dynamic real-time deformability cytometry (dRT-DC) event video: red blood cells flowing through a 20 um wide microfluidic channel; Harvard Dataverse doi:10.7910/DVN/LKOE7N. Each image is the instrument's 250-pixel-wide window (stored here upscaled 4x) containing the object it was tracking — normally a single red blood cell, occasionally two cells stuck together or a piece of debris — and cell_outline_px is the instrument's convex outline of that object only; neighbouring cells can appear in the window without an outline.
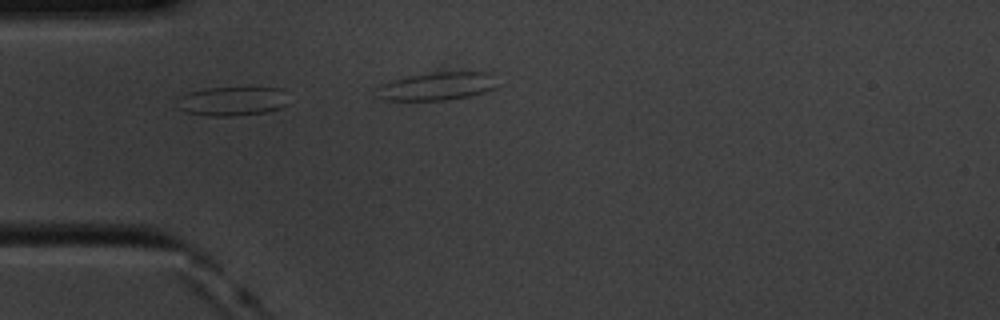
{"species": "common noctule bat (a hibernating species)", "species_latin": "Nyctalus noctula", "temperature_condition": "cold", "stored_images_in_passage": 4, "segment_of_instrument_passage": [1, 2], "camera_frame_rate_fps": 3000, "um_per_image_px": 0.085, "animal": {"sex": "male", "body_mass_g": 20.1, "forearm_length_mm": 53.5}, "frame": {"image": 1, "passage_image": 1, "time_ms": 0.0, "image_size_px": [1000, 320], "cell_outline_px": [[288, 104], [280, 108], [268, 112], [232, 116], [212, 116], [188, 112], [176, 108], [180, 96], [188, 92], [204, 88], [284, 88]], "centroid_in_image_um": [19.76, 8.6], "position_along_channel_um": 65.2, "area_um2": 18.96}}